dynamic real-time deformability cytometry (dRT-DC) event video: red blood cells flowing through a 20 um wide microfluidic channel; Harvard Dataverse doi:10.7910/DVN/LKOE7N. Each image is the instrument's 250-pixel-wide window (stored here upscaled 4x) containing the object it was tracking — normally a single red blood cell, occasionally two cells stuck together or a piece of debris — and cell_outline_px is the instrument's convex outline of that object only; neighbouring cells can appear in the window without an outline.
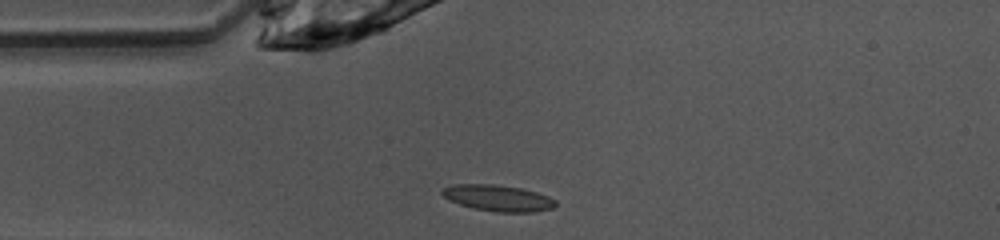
{"species": "common noctule bat (a hibernating species)", "species_latin": "Nyctalus noctula", "temperature_condition": "warm", "stored_images_in_passage": 38, "camera_frame_rate_fps": 3000, "um_per_image_px": 0.085, "animal": {"sex": "female", "body_mass_g": 10.0, "forearm_length_mm": 53.1}, "frame": {"image": 1, "passage_image": 1, "time_ms": 0.0, "image_size_px": [1000, 240], "cell_outline_px": [[556, 204], [552, 208], [536, 212], [496, 212], [476, 208], [460, 204], [448, 200], [440, 192], [440, 188], [452, 184], [492, 184], [520, 188], [536, 192], [548, 196], [556, 200]], "centroid_in_image_um": [42.3, 16.83], "position_along_channel_um": 42.7, "area_um2": 17.34}}
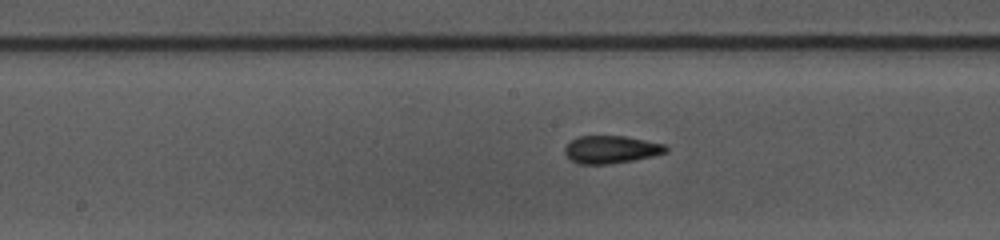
{"frame": {"image": 2, "passage_image": 13, "time_ms": 4.0, "image_size_px": [1000, 240], "cell_outline_px": [[668, 152], [652, 156], [632, 160], [608, 164], [580, 164], [572, 160], [564, 152], [564, 148], [572, 140], [580, 136], [624, 136], [664, 144], [668, 148]], "centroid_in_image_um": [51.95, 12.71], "position_along_channel_um": 196.3, "area_um2": 16.07}}
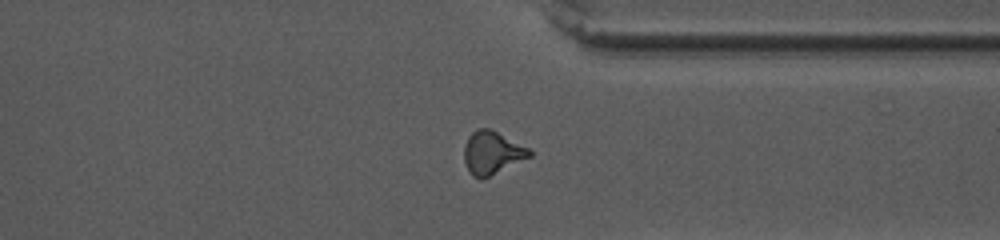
{"frame": {"image": 3, "passage_image": 26, "time_ms": 8.333, "image_size_px": [1000, 240], "cell_outline_px": [[532, 156], [488, 176], [472, 176], [468, 172], [464, 164], [464, 144], [468, 136], [476, 128], [488, 128], [528, 148], [532, 152]], "centroid_in_image_um": [41.78, 12.97], "position_along_channel_um": 369.6, "area_um2": 16.01}, "authors_computed_cell_mechanics": {"area_um2": 15.9528, "velocity_mm_per_s": 4.0595, "shape_relaxation_time_tau1_ms": 8.2707, "shape_relaxation_time_tau2_ms": 2.5424, "deformation_change_tau1": 0.2326, "deformation_change_tau2": 0.0682}}